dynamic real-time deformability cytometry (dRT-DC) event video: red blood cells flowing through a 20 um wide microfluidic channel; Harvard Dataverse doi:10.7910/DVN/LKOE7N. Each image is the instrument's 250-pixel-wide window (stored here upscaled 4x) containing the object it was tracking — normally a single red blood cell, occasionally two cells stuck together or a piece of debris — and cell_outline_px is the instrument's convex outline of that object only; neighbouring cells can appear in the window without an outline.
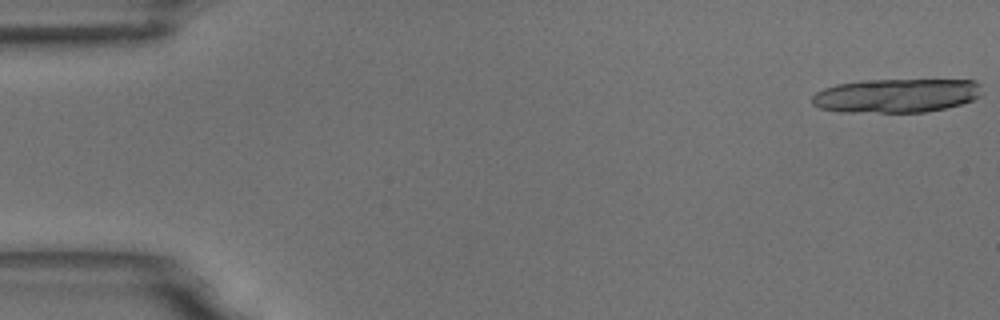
{"species": "common noctule bat (a hibernating species)", "species_latin": "Nyctalus noctula", "temperature_condition": "room temperature", "stored_images_in_passage": 4, "camera_frame_rate_fps": 3000, "um_per_image_px": 0.085, "animal": {"sex": "male", "body_mass_g": 18.8}, "frame": {"image": 1, "passage_image": 1, "time_ms": 0.0, "image_size_px": [1000, 320], "cell_outline_px": [[980, 96], [972, 100], [960, 104], [944, 108], [924, 112], [840, 112], [820, 108], [812, 104], [812, 96], [816, 92], [824, 88], [836, 84], [860, 80], [976, 80], [980, 84]], "centroid_in_image_um": [76.15, 8.12], "position_along_channel_um": 8.9, "area_um2": 33.64}}